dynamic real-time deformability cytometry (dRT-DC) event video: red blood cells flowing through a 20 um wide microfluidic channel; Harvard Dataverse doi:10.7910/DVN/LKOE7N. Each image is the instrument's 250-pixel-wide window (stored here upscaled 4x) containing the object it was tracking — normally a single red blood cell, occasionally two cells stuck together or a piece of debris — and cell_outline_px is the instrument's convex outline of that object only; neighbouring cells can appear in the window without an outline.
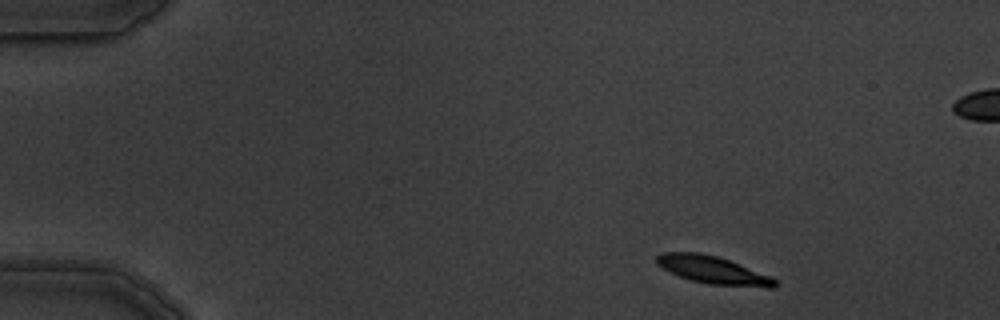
{"species": "common noctule bat (a hibernating species)", "species_latin": "Nyctalus noctula", "temperature_condition": "warm", "stored_images_in_passage": 7, "camera_frame_rate_fps": 3000, "um_per_image_px": 0.085, "animal": {"sex": "male", "body_mass_g": 19.5, "forearm_length_mm": 54.6}, "frame": {"image": 1, "passage_image": 1, "time_ms": 0.0, "image_size_px": [1000, 320], "cell_outline_px": [[776, 288], [768, 288], [708, 284], [692, 280], [680, 276], [656, 264], [656, 256], [660, 252], [700, 252], [716, 256], [728, 260], [772, 276], [776, 280]], "centroid_in_image_um": [60.63, 22.95], "position_along_channel_um": 24.4, "area_um2": 19.02}}
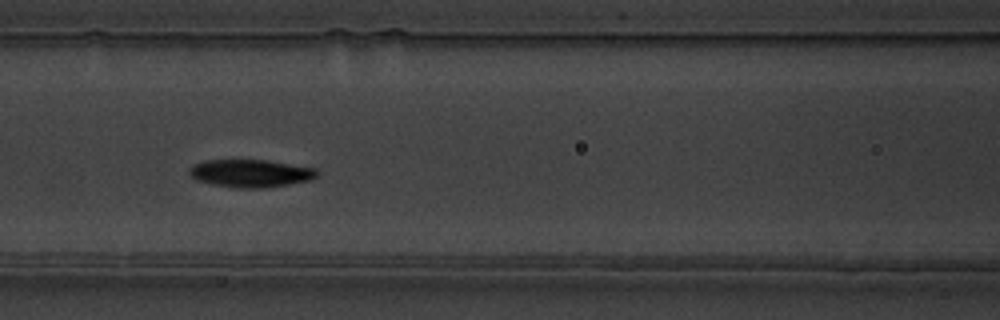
{"frame": {"image": 2, "passage_image": 6, "time_ms": 5.667, "image_size_px": [1000, 320], "cell_outline_px": [[320, 172], [312, 180], [264, 188], [236, 188], [212, 184], [196, 180], [188, 172], [188, 168], [192, 164], [204, 160], [264, 160], [316, 168]], "centroid_in_image_um": [21.28, 14.73], "position_along_channel_um": 145.3, "area_um2": 20.75}}
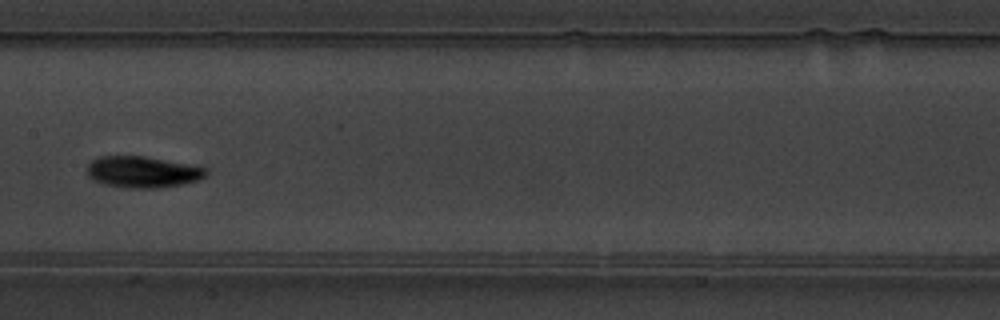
{"frame": {"image": 3, "passage_image": 7, "time_ms": 7.0, "image_size_px": [1000, 320], "cell_outline_px": [[208, 172], [200, 180], [180, 184], [156, 188], [128, 188], [104, 184], [92, 180], [88, 176], [88, 164], [96, 156], [144, 156], [188, 164], [208, 168]], "centroid_in_image_um": [12.11, 14.61], "position_along_channel_um": 195.3, "area_um2": 21.73}}